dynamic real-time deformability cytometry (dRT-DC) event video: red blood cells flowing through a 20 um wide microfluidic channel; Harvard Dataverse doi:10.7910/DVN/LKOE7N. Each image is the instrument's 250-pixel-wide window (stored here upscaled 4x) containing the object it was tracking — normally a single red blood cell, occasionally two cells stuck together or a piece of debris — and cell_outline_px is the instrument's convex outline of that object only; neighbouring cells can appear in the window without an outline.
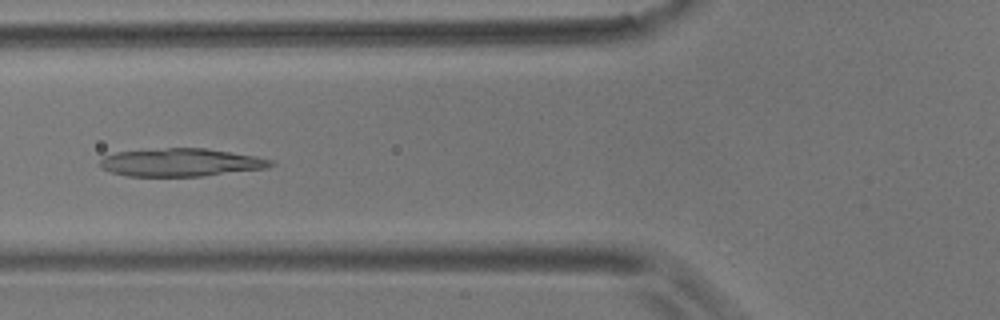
{"species": "common noctule bat (a hibernating species)", "species_latin": "Nyctalus noctula", "temperature_condition": "room temperature", "stored_images_in_passage": 12, "camera_frame_rate_fps": 3000, "um_per_image_px": 0.085, "animal": {"sex": "male", "body_mass_g": 17.9}, "frame": {"image": 1, "passage_image": 3, "time_ms": 3.333, "image_size_px": [1000, 320], "cell_outline_px": [[276, 164], [268, 168], [200, 176], [128, 176], [112, 172], [100, 168], [100, 160], [104, 156], [116, 152], [168, 148], [204, 148], [256, 156], [272, 160]], "centroid_in_image_um": [15.38, 13.81], "position_along_channel_um": 110.4, "area_um2": 27.69}}
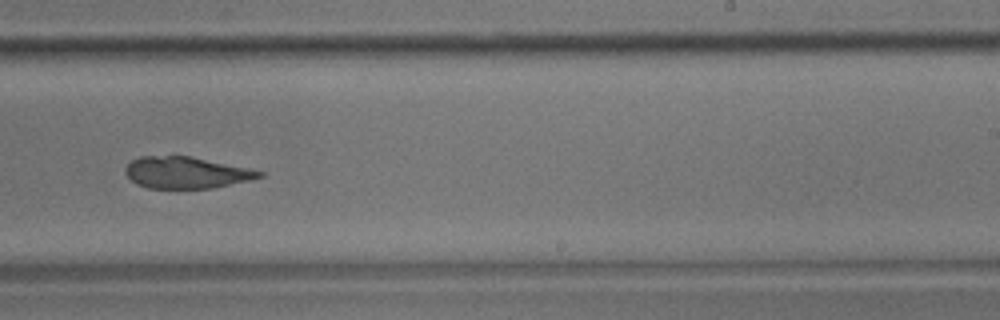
{"frame": {"image": 2, "passage_image": 7, "time_ms": 8.0, "image_size_px": [1000, 320], "cell_outline_px": [[264, 176], [248, 180], [212, 188], [148, 188], [136, 184], [124, 172], [124, 168], [132, 160], [140, 156], [188, 156], [252, 168], [264, 172]], "centroid_in_image_um": [15.83, 14.67], "position_along_channel_um": 273.2, "area_um2": 24.57}}
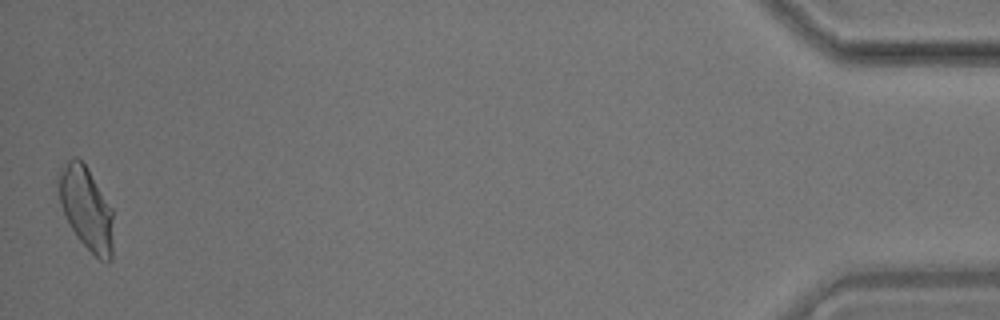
{"frame": {"image": 3, "passage_image": 12, "time_ms": 15.0, "image_size_px": [1000, 320], "cell_outline_px": [[112, 260], [108, 264], [100, 260], [76, 236], [60, 204], [56, 184], [56, 176], [64, 164], [72, 156], [76, 156], [84, 164], [112, 208]], "centroid_in_image_um": [7.31, 17.7], "position_along_channel_um": 427.9, "area_um2": 26.3}, "authors_computed_cell_mechanics": {"area_um2": 26.8192, "velocity_mm_per_s": 3.4995, "shape_relaxation_time_tau1_ms": null, "shape_relaxation_time_tau2_ms": 1.3637, "deformation_change_tau1": null, "deformation_change_tau2": 0.0638}}